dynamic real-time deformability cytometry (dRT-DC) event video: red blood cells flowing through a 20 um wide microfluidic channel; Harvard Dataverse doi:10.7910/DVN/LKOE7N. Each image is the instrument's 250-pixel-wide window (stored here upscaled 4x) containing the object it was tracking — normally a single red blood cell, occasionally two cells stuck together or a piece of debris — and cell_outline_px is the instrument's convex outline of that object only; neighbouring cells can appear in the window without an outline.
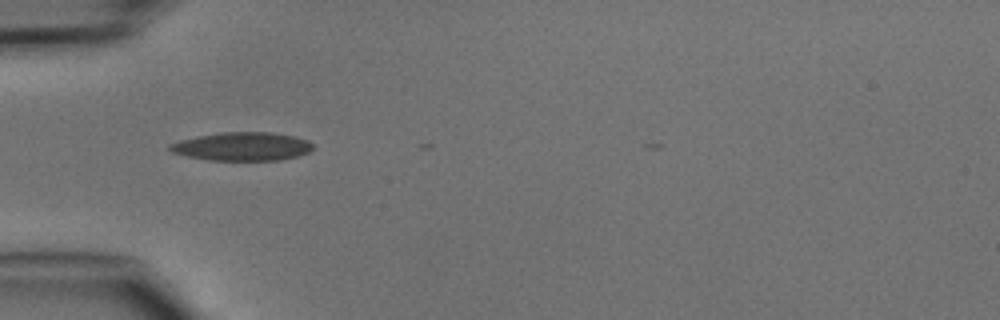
{"species": "common noctule bat (a hibernating species)", "species_latin": "Nyctalus noctula", "temperature_condition": "cold", "stored_images_in_passage": 21, "camera_frame_rate_fps": 3000, "um_per_image_px": 0.085, "animal": {"sex": "male", "body_mass_g": 15.6}, "frame": {"image": 1, "passage_image": 1, "time_ms": 0.0, "image_size_px": [1000, 320], "cell_outline_px": [[312, 148], [308, 152], [300, 156], [280, 160], [208, 160], [188, 156], [172, 152], [168, 148], [168, 144], [180, 140], [196, 136], [220, 132], [268, 132], [292, 136], [308, 140], [312, 144]], "centroid_in_image_um": [20.57, 12.45], "position_along_channel_um": 64.4, "area_um2": 23.7}}